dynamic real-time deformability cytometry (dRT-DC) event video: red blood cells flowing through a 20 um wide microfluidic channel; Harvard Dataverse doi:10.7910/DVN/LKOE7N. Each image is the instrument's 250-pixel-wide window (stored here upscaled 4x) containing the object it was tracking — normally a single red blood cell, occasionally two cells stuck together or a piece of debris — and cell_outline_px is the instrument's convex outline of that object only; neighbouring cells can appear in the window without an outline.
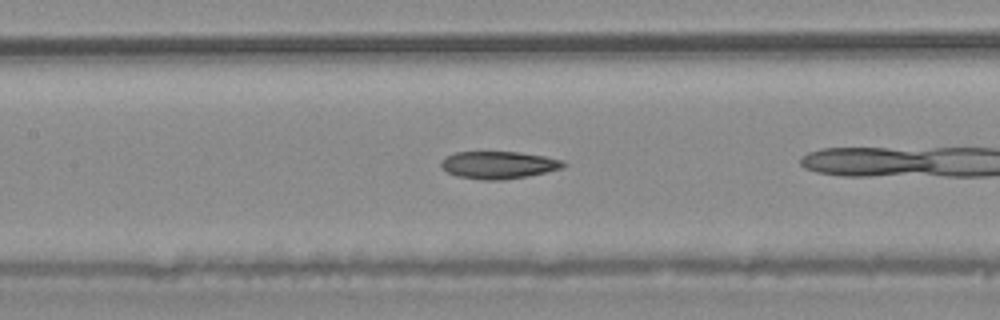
{"species": "common noctule bat (a hibernating species)", "species_latin": "Nyctalus noctula", "temperature_condition": "warm", "stored_images_in_passage": 11, "camera_frame_rate_fps": 3000, "um_per_image_px": 0.085, "animal": {"sex": "male", "body_mass_g": 20.4}, "frame": {"image": 1, "passage_image": 7, "time_ms": 2.0, "image_size_px": [1000, 320], "cell_outline_px": [[568, 164], [564, 168], [528, 176], [500, 180], [480, 180], [456, 176], [448, 172], [440, 164], [440, 160], [444, 156], [456, 152], [520, 152], [544, 156], [564, 160]], "centroid_in_image_um": [42.39, 14.02], "position_along_channel_um": 165.0, "area_um2": 19.77}}